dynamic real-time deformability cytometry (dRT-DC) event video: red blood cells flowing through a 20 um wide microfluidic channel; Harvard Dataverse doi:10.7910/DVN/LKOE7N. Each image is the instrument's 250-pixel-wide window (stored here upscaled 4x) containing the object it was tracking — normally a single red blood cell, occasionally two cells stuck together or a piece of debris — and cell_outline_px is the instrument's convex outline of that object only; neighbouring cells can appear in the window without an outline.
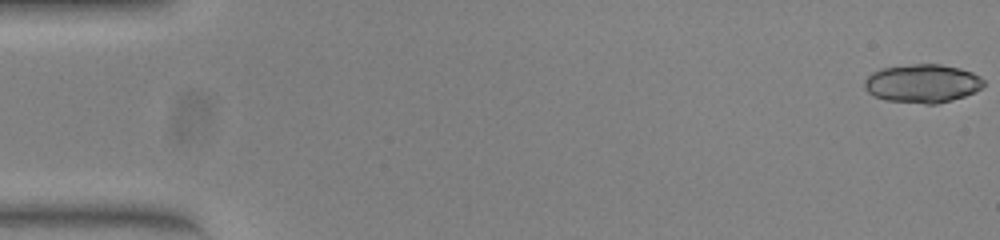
{"species": "common noctule bat (a hibernating species)", "species_latin": "Nyctalus noctula", "temperature_condition": "warm", "stored_images_in_passage": 53, "camera_frame_rate_fps": 3000, "um_per_image_px": 0.085, "animal": {"sex": "female", "body_mass_g": 23.0, "forearm_length_mm": 53.4}, "frame": {"image": 1, "passage_image": 1, "time_ms": 0.0, "image_size_px": [1000, 240], "cell_outline_px": [[984, 84], [976, 92], [952, 100], [936, 104], [924, 104], [884, 100], [868, 92], [864, 88], [864, 80], [872, 72], [880, 68], [916, 64], [940, 64], [960, 68], [972, 72], [980, 76], [984, 80]], "centroid_in_image_um": [78.4, 7.09], "position_along_channel_um": 6.6, "area_um2": 26.88}}
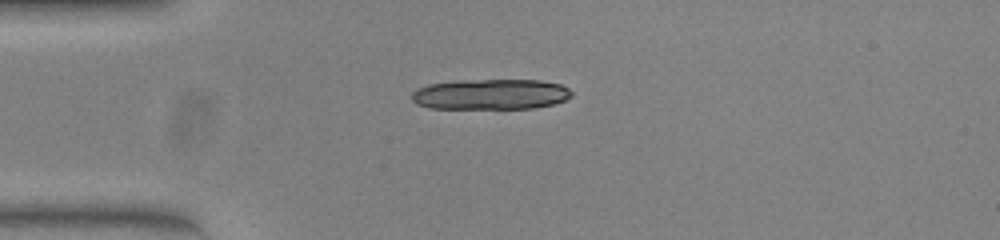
{"frame": {"image": 2, "passage_image": 14, "time_ms": 4.333, "image_size_px": [1000, 240], "cell_outline_px": [[572, 96], [564, 100], [552, 104], [532, 108], [428, 108], [416, 104], [412, 100], [412, 92], [416, 88], [428, 84], [464, 80], [540, 80], [560, 84], [568, 88], [572, 92]], "centroid_in_image_um": [41.68, 8.01], "position_along_channel_um": 43.3, "area_um2": 28.38}}